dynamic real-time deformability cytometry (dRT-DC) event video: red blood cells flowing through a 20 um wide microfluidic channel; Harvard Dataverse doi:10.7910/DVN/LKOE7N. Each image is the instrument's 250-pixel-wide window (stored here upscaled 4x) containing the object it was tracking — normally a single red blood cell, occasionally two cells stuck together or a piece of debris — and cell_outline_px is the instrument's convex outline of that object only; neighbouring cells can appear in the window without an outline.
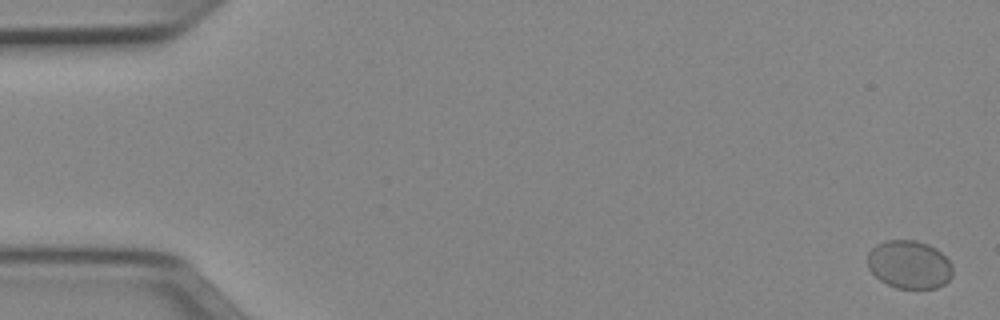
{"species": "Egyptian fruit bat (a non-hibernating species)", "species_latin": "Rousettus aegyptiacus", "temperature_condition": "cold", "stored_images_in_passage": 53, "camera_frame_rate_fps": 3000, "um_per_image_px": 0.085, "animal": {"sex": "female"}, "frame": {"image": 1, "passage_image": 2, "time_ms": 0.333, "image_size_px": [1000, 320], "cell_outline_px": [[952, 276], [944, 284], [936, 288], [896, 288], [880, 280], [868, 268], [868, 252], [876, 244], [884, 240], [916, 240], [928, 244], [936, 248], [952, 264]], "centroid_in_image_um": [77.28, 22.47], "position_along_channel_um": 7.7, "area_um2": 23.93}}
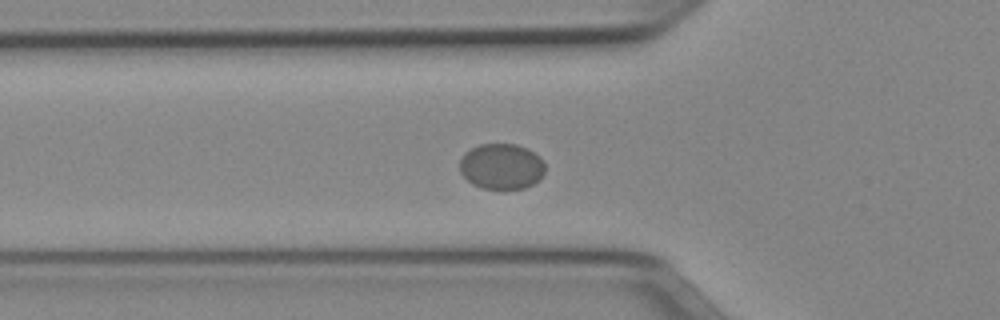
{"frame": {"image": 2, "passage_image": 19, "time_ms": 6.0, "image_size_px": [1000, 320], "cell_outline_px": [[544, 176], [532, 184], [524, 188], [504, 192], [480, 188], [472, 184], [460, 172], [460, 160], [464, 152], [480, 144], [516, 144], [528, 148], [540, 156], [544, 164]], "centroid_in_image_um": [42.64, 14.18], "position_along_channel_um": 83.2, "area_um2": 23.41}}
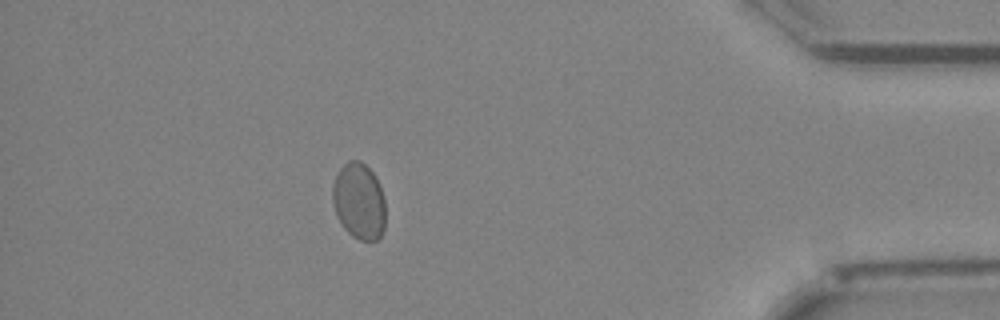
{"frame": {"image": 3, "passage_image": 47, "time_ms": 15.333, "image_size_px": [1000, 320], "cell_outline_px": [[384, 232], [376, 240], [360, 240], [352, 236], [344, 228], [336, 216], [332, 200], [332, 184], [336, 172], [348, 160], [360, 160], [376, 176], [380, 184], [384, 200]], "centroid_in_image_um": [30.49, 17.08], "position_along_channel_um": 404.7, "area_um2": 23.81}}